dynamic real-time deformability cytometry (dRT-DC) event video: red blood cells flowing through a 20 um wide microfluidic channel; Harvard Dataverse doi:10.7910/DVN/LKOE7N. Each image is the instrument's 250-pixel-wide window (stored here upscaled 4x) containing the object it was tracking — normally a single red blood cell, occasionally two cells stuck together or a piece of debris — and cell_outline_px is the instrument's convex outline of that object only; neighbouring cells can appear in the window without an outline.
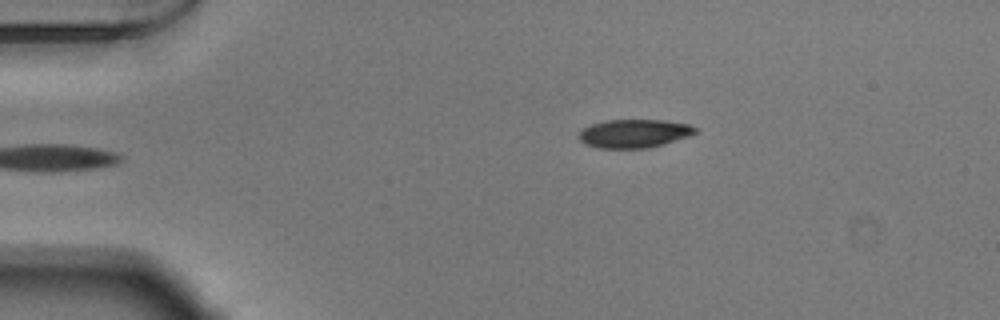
{"species": "Egyptian fruit bat (a non-hibernating species)", "species_latin": "Rousettus aegyptiacus", "temperature_condition": "warm", "stored_images_in_passage": 36, "camera_frame_rate_fps": 3000, "um_per_image_px": 0.085, "animal": {"sex": "male"}, "frame": {"image": 1, "passage_image": 1, "time_ms": 0.0, "image_size_px": [1000, 320], "cell_outline_px": [[700, 128], [696, 132], [688, 136], [664, 144], [648, 148], [600, 148], [584, 144], [580, 140], [580, 132], [584, 128], [592, 124], [604, 120], [664, 120], [688, 124]], "centroid_in_image_um": [53.93, 11.34], "position_along_channel_um": 31.1, "area_um2": 19.25}}
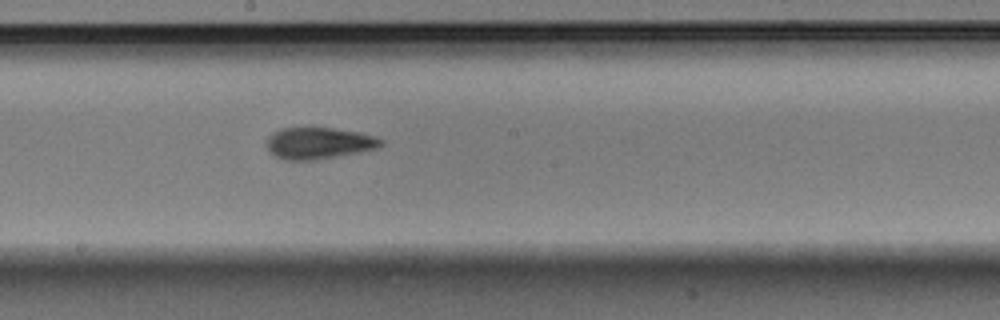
{"frame": {"image": 2, "passage_image": 20, "time_ms": 6.333, "image_size_px": [1000, 320], "cell_outline_px": [[384, 144], [376, 148], [316, 160], [284, 160], [268, 152], [264, 144], [268, 136], [272, 132], [280, 128], [332, 128], [360, 132], [376, 136], [384, 140]], "centroid_in_image_um": [27.04, 12.16], "position_along_channel_um": 221.2, "area_um2": 21.21}}
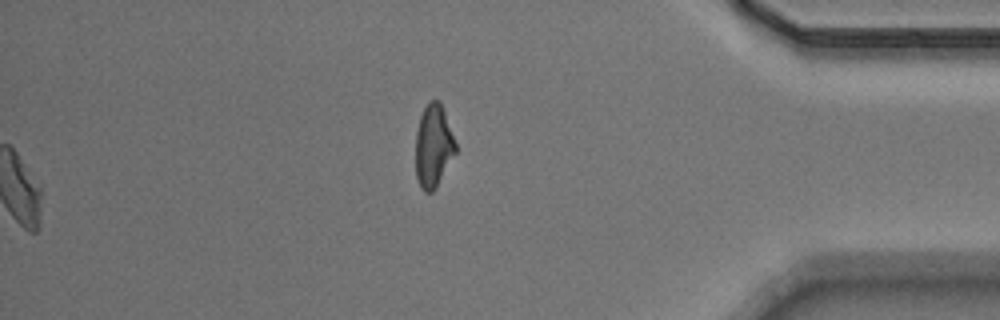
{"frame": {"image": 3, "passage_image": 36, "time_ms": 11.667, "image_size_px": [1000, 320], "cell_outline_px": [[456, 152], [436, 188], [432, 192], [424, 192], [420, 188], [416, 176], [416, 132], [420, 116], [428, 100], [440, 100], [456, 144]], "centroid_in_image_um": [36.83, 12.42], "position_along_channel_um": 398.4, "area_um2": 19.31}, "authors_computed_cell_mechanics": {"area_um2": 20.6057, "velocity_mm_per_s": 3.8818, "shape_relaxation_time_tau1_ms": 6.7887, "shape_relaxation_time_tau2_ms": 2.7577, "deformation_change_tau1": 0.2081, "deformation_change_tau2": 0.0974}}